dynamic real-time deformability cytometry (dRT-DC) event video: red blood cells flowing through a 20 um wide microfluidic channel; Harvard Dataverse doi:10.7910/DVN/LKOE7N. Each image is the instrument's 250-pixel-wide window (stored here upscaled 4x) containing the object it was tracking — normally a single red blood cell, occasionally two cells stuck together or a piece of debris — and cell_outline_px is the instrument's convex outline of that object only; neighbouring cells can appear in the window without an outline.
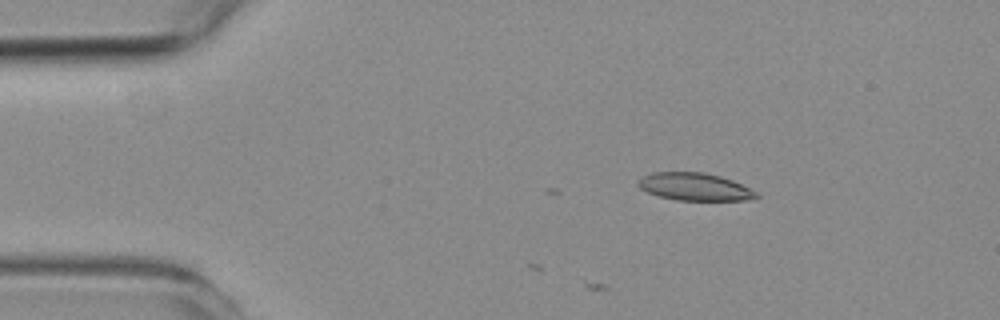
{"species": "common noctule bat (a hibernating species)", "species_latin": "Nyctalus noctula", "temperature_condition": "room temperature", "stored_images_in_passage": 8, "camera_frame_rate_fps": 3000, "um_per_image_px": 0.085, "animal": {"sex": "female", "body_mass_g": 19.3, "forearm_length_mm": 54.1}, "frame": {"image": 1, "passage_image": 1, "time_ms": 0.0, "image_size_px": [1000, 320], "cell_outline_px": [[760, 196], [744, 200], [676, 200], [660, 196], [648, 192], [640, 188], [636, 184], [636, 180], [652, 172], [704, 172], [720, 176], [732, 180], [756, 192]], "centroid_in_image_um": [59.0, 15.86], "position_along_channel_um": 26.0, "area_um2": 18.84}}